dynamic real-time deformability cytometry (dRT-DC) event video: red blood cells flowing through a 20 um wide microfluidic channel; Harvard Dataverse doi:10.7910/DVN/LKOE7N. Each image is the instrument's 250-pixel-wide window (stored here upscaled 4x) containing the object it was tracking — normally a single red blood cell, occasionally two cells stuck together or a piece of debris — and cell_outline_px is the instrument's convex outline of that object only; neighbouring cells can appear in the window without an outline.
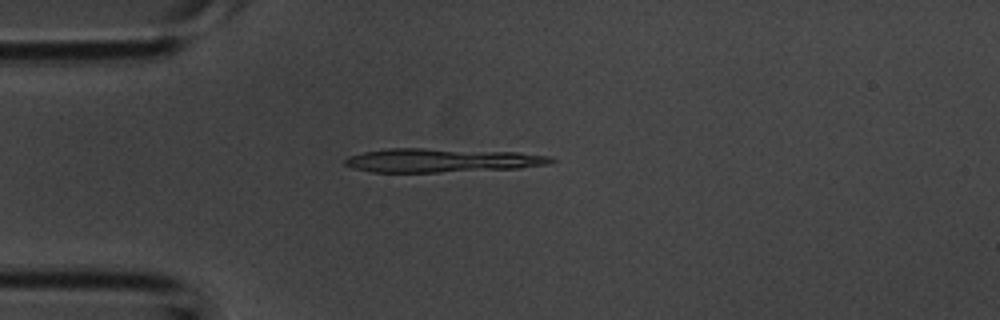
{"species": "common noctule bat (a hibernating species)", "species_latin": "Nyctalus noctula", "temperature_condition": "room temperature", "stored_images_in_passage": 1, "camera_frame_rate_fps": 3000, "um_per_image_px": 0.085, "animal": {"sex": "male", "body_mass_g": 20.1, "forearm_length_mm": 53.5}, "frame": {"image": 1, "passage_image": 1, "time_ms": 0.0, "image_size_px": [1000, 320], "cell_outline_px": [[556, 160], [552, 164], [520, 168], [440, 172], [368, 172], [352, 168], [344, 164], [344, 160], [348, 156], [364, 152], [388, 148], [424, 148], [520, 152], [552, 156]], "centroid_in_image_um": [37.58, 13.63], "position_along_channel_um": 47.4, "area_um2": 28.96}}